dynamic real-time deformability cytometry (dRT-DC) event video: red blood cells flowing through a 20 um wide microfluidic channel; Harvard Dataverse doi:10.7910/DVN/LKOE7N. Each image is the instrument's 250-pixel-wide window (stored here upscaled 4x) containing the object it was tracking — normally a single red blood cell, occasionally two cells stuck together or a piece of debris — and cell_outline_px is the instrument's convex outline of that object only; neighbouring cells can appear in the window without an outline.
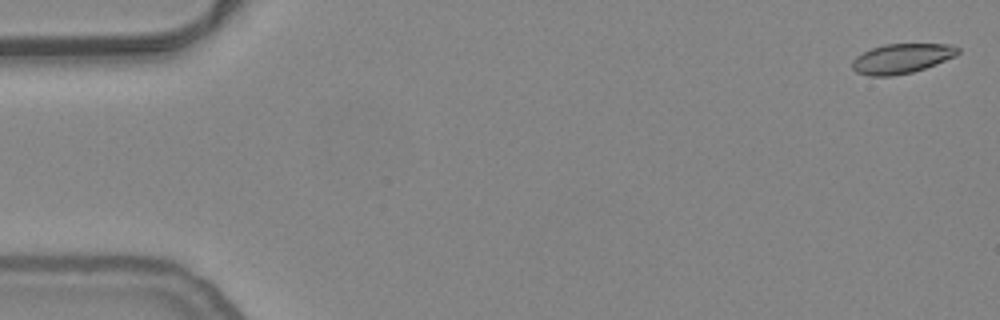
{"species": "common noctule bat (a hibernating species)", "species_latin": "Nyctalus noctula", "temperature_condition": "warm", "stored_images_in_passage": 49, "camera_frame_rate_fps": 3000, "um_per_image_px": 0.085, "animal": {"sex": "female", "body_mass_g": 24.6, "forearm_length_mm": 56.2}, "frame": {"image": 1, "passage_image": 2, "time_ms": 0.333, "image_size_px": [1000, 320], "cell_outline_px": [[960, 52], [956, 56], [936, 64], [912, 72], [892, 76], [868, 76], [856, 72], [852, 68], [852, 60], [856, 56], [872, 48], [884, 44], [948, 44], [960, 48]], "centroid_in_image_um": [76.64, 4.97], "position_along_channel_um": 8.4, "area_um2": 18.32}}
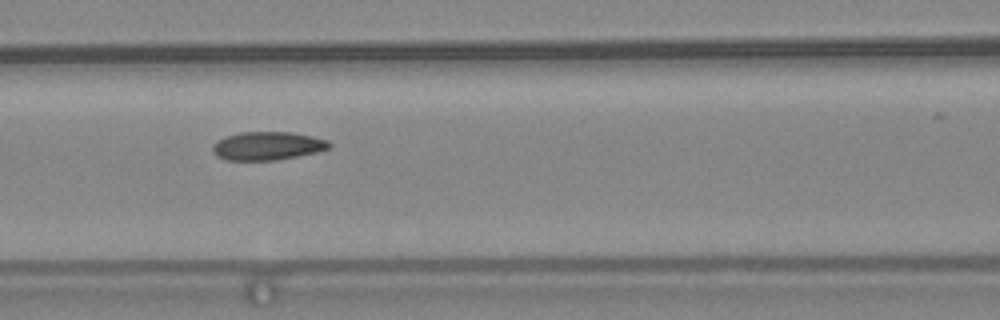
{"frame": {"image": 2, "passage_image": 24, "time_ms": 7.667, "image_size_px": [1000, 320], "cell_outline_px": [[332, 148], [316, 152], [276, 160], [228, 160], [216, 156], [212, 148], [212, 144], [216, 140], [224, 136], [240, 132], [292, 132], [312, 136], [328, 140], [332, 144]], "centroid_in_image_um": [22.73, 12.39], "position_along_channel_um": 143.9, "area_um2": 19.42}}
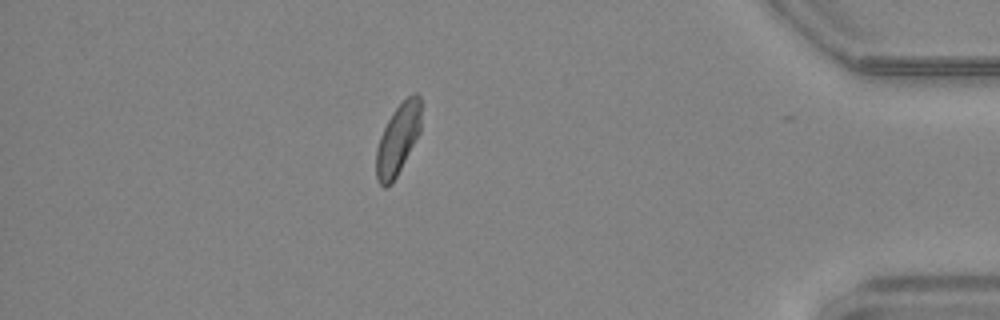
{"frame": {"image": 3, "passage_image": 48, "time_ms": 15.667, "image_size_px": [1000, 320], "cell_outline_px": [[420, 132], [392, 184], [384, 188], [376, 180], [376, 148], [380, 136], [392, 112], [412, 92], [416, 92], [420, 96]], "centroid_in_image_um": [33.81, 11.85], "position_along_channel_um": 401.4, "area_um2": 18.38}, "authors_computed_cell_mechanics": {"area_um2": 19.3052, "velocity_mm_per_s": 3.7896, "shape_relaxation_time_tau1_ms": null, "shape_relaxation_time_tau2_ms": 5.4916, "deformation_change_tau1": null, "deformation_change_tau2": 0.0988}}